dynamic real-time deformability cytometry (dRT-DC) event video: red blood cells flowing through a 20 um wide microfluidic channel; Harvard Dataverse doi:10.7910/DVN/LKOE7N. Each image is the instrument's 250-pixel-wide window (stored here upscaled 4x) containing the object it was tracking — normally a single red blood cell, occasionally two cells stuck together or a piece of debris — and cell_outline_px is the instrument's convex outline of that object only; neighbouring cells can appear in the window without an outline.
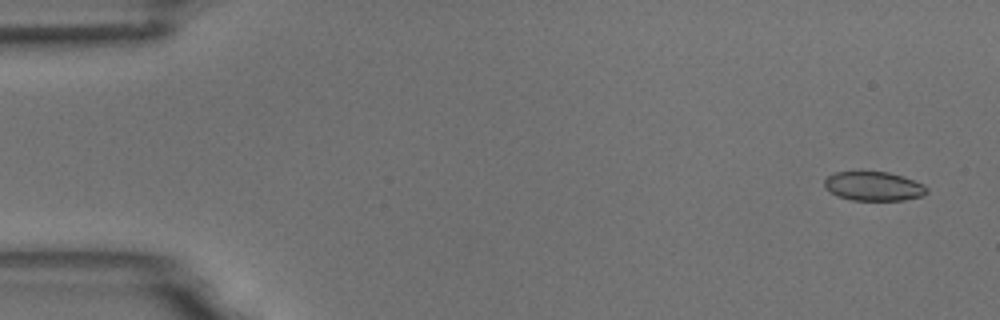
{"species": "common noctule bat (a hibernating species)", "species_latin": "Nyctalus noctula", "temperature_condition": "room temperature", "stored_images_in_passage": 5, "segment_of_instrument_passage": [1, 2], "camera_frame_rate_fps": 3000, "um_per_image_px": 0.085, "animal": {"sex": "male", "body_mass_g": 18.8}, "frame": {"image": 1, "passage_image": 1, "time_ms": 0.0, "image_size_px": [1000, 320], "cell_outline_px": [[928, 192], [924, 196], [904, 200], [852, 200], [836, 196], [824, 188], [824, 180], [828, 176], [836, 172], [888, 172], [924, 184], [928, 188]], "centroid_in_image_um": [74.25, 15.84], "position_along_channel_um": 10.7, "area_um2": 17.4}}